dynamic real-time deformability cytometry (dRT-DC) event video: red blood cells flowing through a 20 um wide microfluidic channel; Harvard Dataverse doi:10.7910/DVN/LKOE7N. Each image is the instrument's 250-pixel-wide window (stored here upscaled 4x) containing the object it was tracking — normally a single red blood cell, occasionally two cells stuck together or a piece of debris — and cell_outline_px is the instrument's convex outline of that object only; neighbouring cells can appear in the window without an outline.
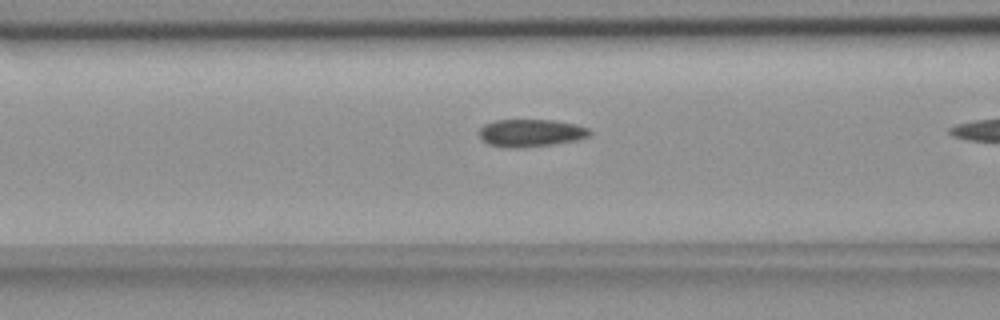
{"species": "common noctule bat (a hibernating species)", "species_latin": "Nyctalus noctula", "temperature_condition": "room temperature", "stored_images_in_passage": 8, "camera_frame_rate_fps": 3000, "um_per_image_px": 0.085, "animal": {"sex": "female", "body_mass_g": 18.4}, "frame": {"image": 1, "passage_image": 7, "time_ms": 2.0, "image_size_px": [1000, 320], "cell_outline_px": [[592, 132], [588, 136], [576, 140], [552, 144], [520, 148], [508, 148], [488, 144], [480, 136], [480, 128], [484, 124], [496, 120], [556, 120], [576, 124], [588, 128]], "centroid_in_image_um": [45.12, 11.29], "position_along_channel_um": 121.5, "area_um2": 17.69}}